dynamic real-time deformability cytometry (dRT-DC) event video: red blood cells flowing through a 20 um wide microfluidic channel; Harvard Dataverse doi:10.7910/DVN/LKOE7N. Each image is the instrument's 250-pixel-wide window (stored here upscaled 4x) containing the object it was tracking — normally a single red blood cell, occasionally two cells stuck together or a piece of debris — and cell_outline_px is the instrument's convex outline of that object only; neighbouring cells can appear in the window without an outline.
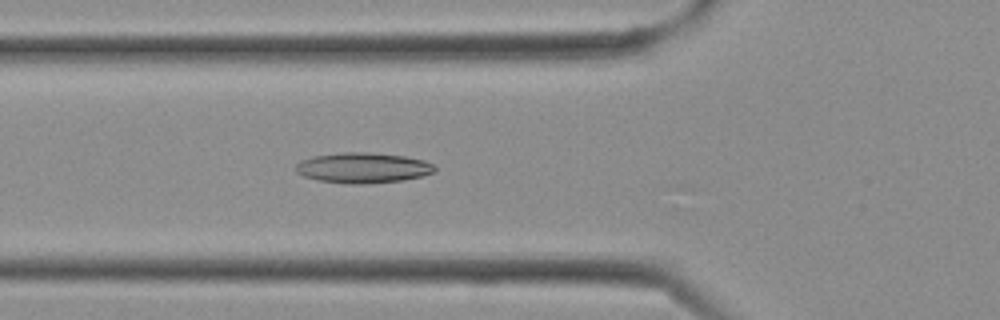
{"species": "Egyptian fruit bat (a non-hibernating species)", "species_latin": "Rousettus aegyptiacus", "temperature_condition": "cold", "stored_images_in_passage": 9, "camera_frame_rate_fps": 3000, "um_per_image_px": 0.085, "frame": {"image": 1, "passage_image": 7, "time_ms": 2.0, "image_size_px": [1000, 320], "cell_outline_px": [[436, 172], [404, 180], [364, 184], [344, 184], [320, 180], [304, 176], [296, 172], [296, 164], [300, 160], [312, 156], [344, 152], [368, 152], [404, 156], [424, 160], [432, 164], [436, 168]], "centroid_in_image_um": [30.84, 14.26], "position_along_channel_um": 95.0, "area_um2": 24.68}}
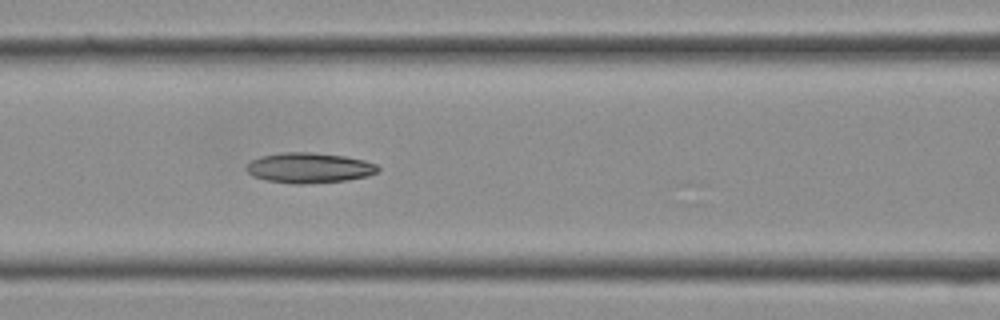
{"frame": {"image": 2, "passage_image": 9, "time_ms": 2.667, "image_size_px": [1000, 320], "cell_outline_px": [[380, 168], [376, 172], [368, 176], [348, 180], [308, 184], [292, 184], [268, 180], [252, 176], [244, 168], [252, 160], [260, 156], [284, 152], [308, 152], [344, 156], [364, 160], [376, 164]], "centroid_in_image_um": [26.27, 14.27], "position_along_channel_um": 140.3, "area_um2": 23.24}}